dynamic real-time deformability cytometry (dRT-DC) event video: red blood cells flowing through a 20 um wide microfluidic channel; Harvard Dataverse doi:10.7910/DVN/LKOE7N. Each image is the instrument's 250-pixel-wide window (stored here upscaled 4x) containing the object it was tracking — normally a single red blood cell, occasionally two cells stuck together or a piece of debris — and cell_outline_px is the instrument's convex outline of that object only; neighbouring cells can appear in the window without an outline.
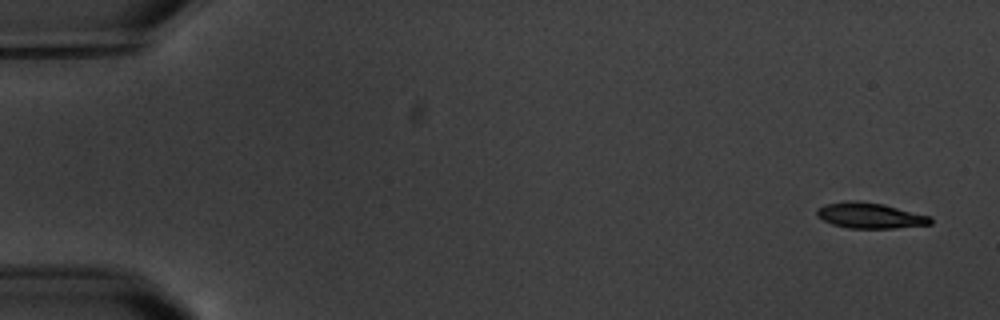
{"species": "common noctule bat (a hibernating species)", "species_latin": "Nyctalus noctula", "temperature_condition": "warm", "stored_images_in_passage": 5, "camera_frame_rate_fps": 3000, "um_per_image_px": 0.085, "animal": {"sex": "male", "body_mass_g": 20.1, "forearm_length_mm": 53.5}, "frame": {"image": 1, "passage_image": 1, "time_ms": 0.0, "image_size_px": [1000, 320], "cell_outline_px": [[932, 224], [896, 228], [848, 228], [832, 224], [816, 216], [816, 208], [824, 204], [848, 200], [860, 200], [884, 204], [932, 216]], "centroid_in_image_um": [73.95, 18.3], "position_along_channel_um": 11.1, "area_um2": 17.28}}
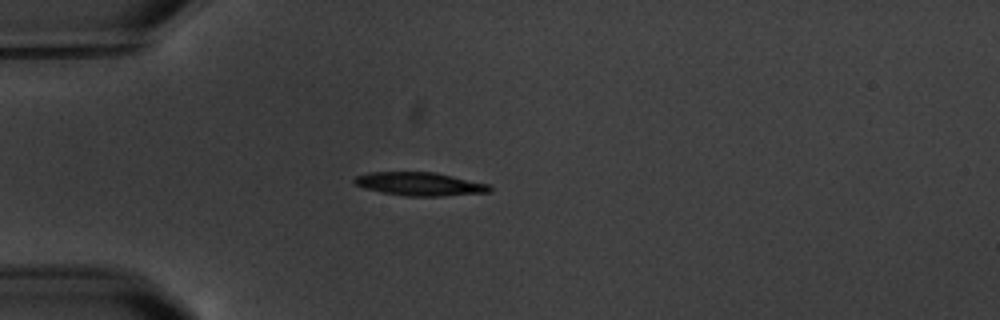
{"frame": {"image": 2, "passage_image": 5, "time_ms": 4.667, "image_size_px": [1000, 320], "cell_outline_px": [[492, 192], [440, 196], [408, 196], [380, 192], [364, 188], [356, 184], [352, 180], [356, 176], [368, 172], [436, 172], [488, 184], [492, 188]], "centroid_in_image_um": [35.68, 15.64], "position_along_channel_um": 49.3, "area_um2": 18.44}}